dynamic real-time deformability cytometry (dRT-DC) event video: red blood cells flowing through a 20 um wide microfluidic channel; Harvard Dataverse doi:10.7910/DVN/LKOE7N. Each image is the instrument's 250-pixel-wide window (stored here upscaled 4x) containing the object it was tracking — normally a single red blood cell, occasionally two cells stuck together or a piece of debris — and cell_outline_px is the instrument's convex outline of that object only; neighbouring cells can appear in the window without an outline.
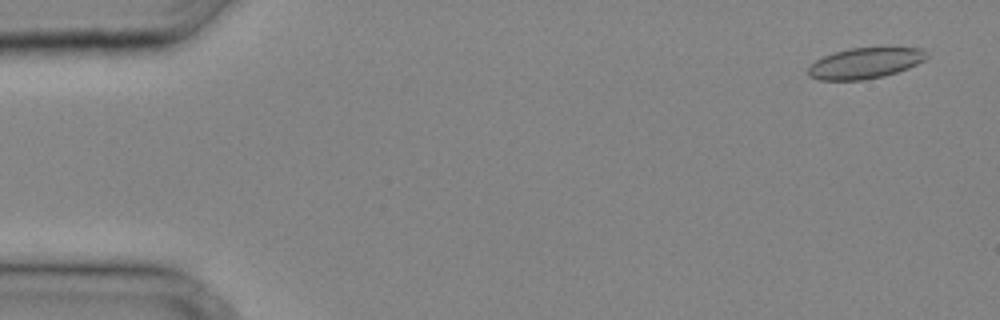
{"species": "common noctule bat (a hibernating species)", "species_latin": "Nyctalus noctula", "temperature_condition": "cold", "stored_images_in_passage": 31, "camera_frame_rate_fps": 3000, "um_per_image_px": 0.085, "animal": {"sex": "male", "body_mass_g": 20.4}, "frame": {"image": 1, "passage_image": 2, "time_ms": 0.333, "image_size_px": [1000, 320], "cell_outline_px": [[928, 56], [924, 60], [908, 68], [884, 76], [864, 80], [820, 80], [808, 76], [808, 68], [816, 60], [832, 52], [848, 48], [924, 48]], "centroid_in_image_um": [73.51, 5.37], "position_along_channel_um": 11.5, "area_um2": 21.21}}
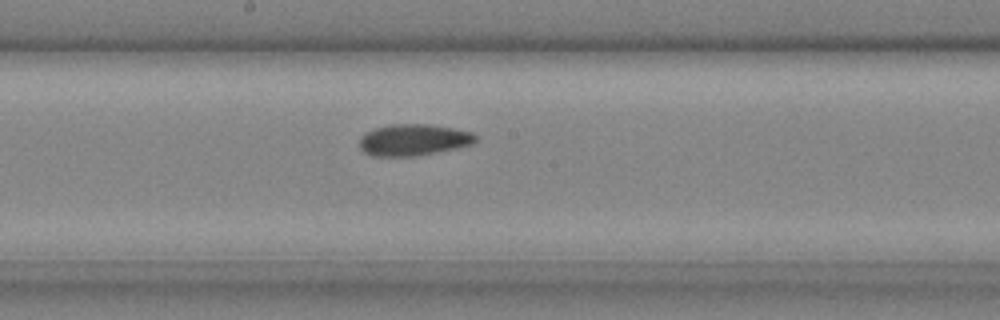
{"frame": {"image": 2, "passage_image": 19, "time_ms": 6.0, "image_size_px": [1000, 320], "cell_outline_px": [[476, 140], [472, 144], [456, 148], [416, 156], [372, 156], [364, 152], [360, 148], [360, 136], [376, 128], [388, 124], [428, 124], [452, 128], [472, 132], [476, 136]], "centroid_in_image_um": [35.13, 11.89], "position_along_channel_um": 213.1, "area_um2": 21.21}}
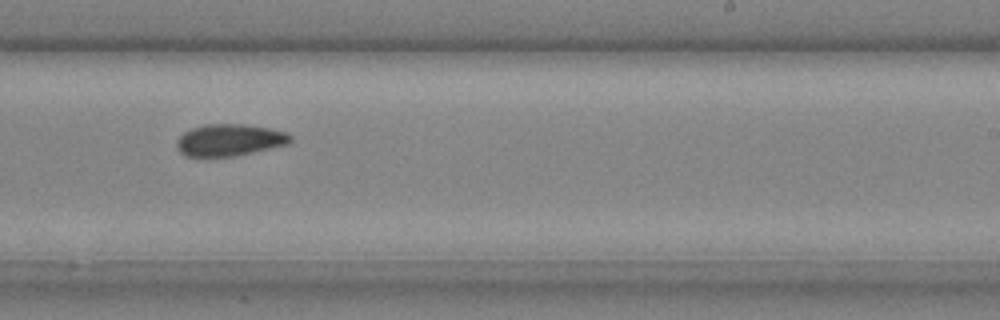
{"frame": {"image": 3, "passage_image": 22, "time_ms": 7.0, "image_size_px": [1000, 320], "cell_outline_px": [[292, 140], [288, 144], [236, 156], [184, 156], [176, 148], [176, 140], [184, 132], [192, 128], [204, 124], [248, 124], [288, 132], [292, 136]], "centroid_in_image_um": [19.51, 11.89], "position_along_channel_um": 269.5, "area_um2": 21.27}}